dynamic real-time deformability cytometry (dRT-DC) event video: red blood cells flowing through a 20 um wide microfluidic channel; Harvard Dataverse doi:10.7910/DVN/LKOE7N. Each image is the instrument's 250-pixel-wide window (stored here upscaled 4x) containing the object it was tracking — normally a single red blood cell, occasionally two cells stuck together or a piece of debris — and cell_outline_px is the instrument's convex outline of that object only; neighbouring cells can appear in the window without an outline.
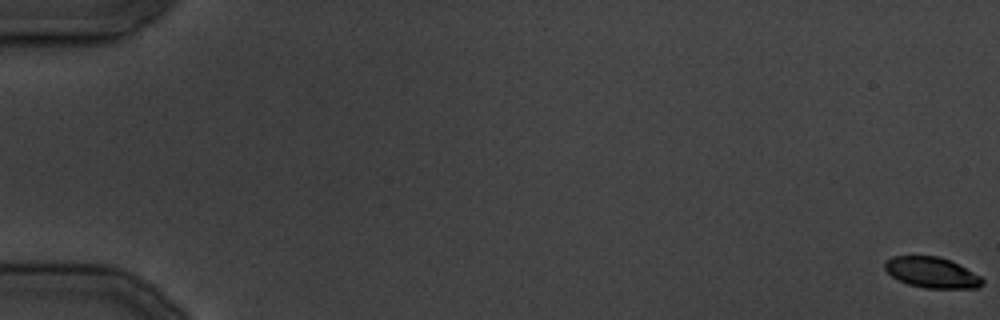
{"species": "common noctule bat (a hibernating species)", "species_latin": "Nyctalus noctula", "temperature_condition": "cold", "stored_images_in_passage": 35, "camera_frame_rate_fps": 3000, "um_per_image_px": 0.085, "animal": {"sex": "male", "body_mass_g": 19.5, "forearm_length_mm": 54.6}, "frame": {"image": 1, "passage_image": 1, "time_ms": 0.0, "image_size_px": [1000, 320], "cell_outline_px": [[984, 284], [976, 288], [924, 288], [908, 284], [892, 276], [884, 268], [884, 264], [892, 256], [940, 256], [980, 276], [984, 280]], "centroid_in_image_um": [79.2, 23.17], "position_along_channel_um": 5.8, "area_um2": 17.17}}
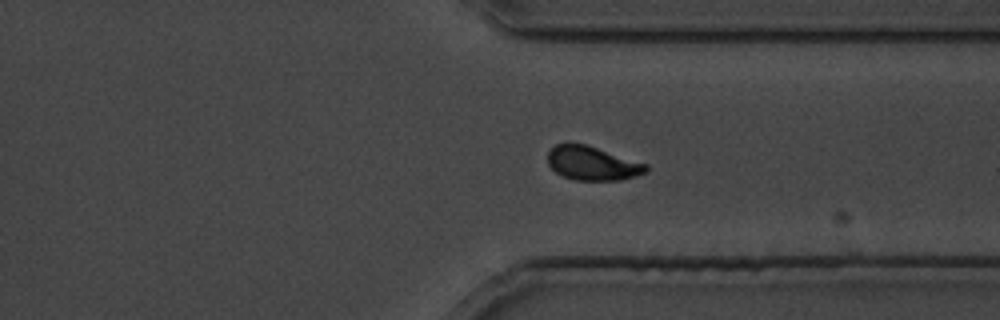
{"frame": {"image": 2, "passage_image": 28, "time_ms": 33.667, "image_size_px": [1000, 320], "cell_outline_px": [[648, 172], [620, 180], [576, 180], [564, 176], [556, 172], [548, 164], [548, 152], [556, 144], [568, 140], [588, 144], [648, 164]], "centroid_in_image_um": [50.34, 13.83], "position_along_channel_um": 361.1, "area_um2": 19.88}}
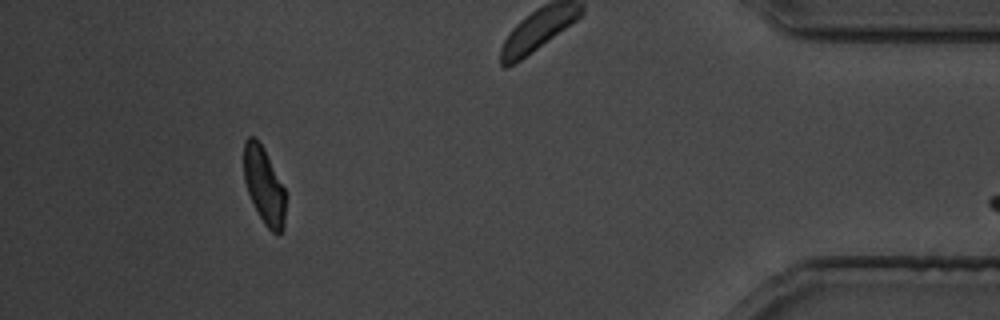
{"frame": {"image": 3, "passage_image": 34, "time_ms": 40.333, "image_size_px": [1000, 320], "cell_outline_px": [[284, 228], [280, 232], [272, 232], [264, 224], [248, 192], [244, 180], [244, 140], [248, 136], [256, 136], [264, 148], [284, 188]], "centroid_in_image_um": [22.42, 15.71], "position_along_channel_um": 412.8, "area_um2": 18.32}}